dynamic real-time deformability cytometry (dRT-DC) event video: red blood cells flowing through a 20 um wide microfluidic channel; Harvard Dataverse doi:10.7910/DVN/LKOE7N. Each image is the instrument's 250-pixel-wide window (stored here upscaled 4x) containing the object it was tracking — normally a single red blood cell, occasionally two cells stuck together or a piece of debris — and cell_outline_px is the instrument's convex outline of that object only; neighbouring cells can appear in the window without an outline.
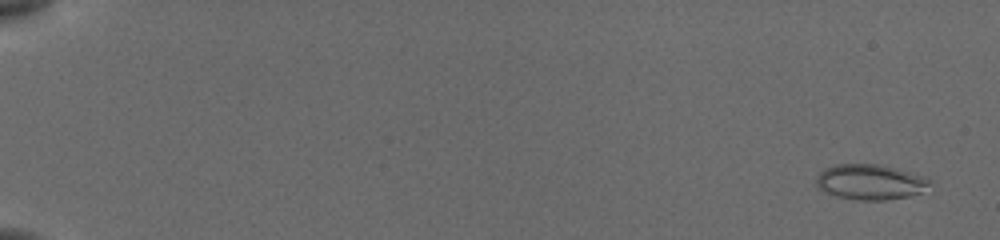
{"species": "common noctule bat (a hibernating species)", "species_latin": "Nyctalus noctula", "temperature_condition": "cold", "stored_images_in_passage": 57, "camera_frame_rate_fps": 3000, "um_per_image_px": 0.085, "animal": {"sex": "female", "body_mass_g": 19.5, "forearm_length_mm": 54.1}, "frame": {"image": 1, "passage_image": 3, "time_ms": 0.667, "image_size_px": [1000, 240], "cell_outline_px": [[928, 184], [920, 192], [908, 196], [884, 200], [856, 200], [836, 196], [820, 188], [816, 184], [816, 176], [824, 168], [836, 164], [876, 164], [896, 168], [920, 176], [928, 180]], "centroid_in_image_um": [73.88, 15.46], "position_along_channel_um": 11.1, "area_um2": 22.83}}
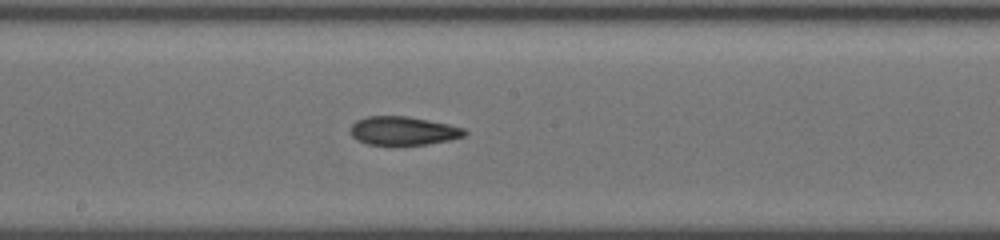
{"frame": {"image": 2, "passage_image": 33, "time_ms": 10.667, "image_size_px": [1000, 240], "cell_outline_px": [[468, 132], [464, 136], [448, 140], [428, 144], [368, 144], [356, 140], [348, 132], [348, 128], [356, 120], [368, 116], [408, 116], [448, 124], [464, 128]], "centroid_in_image_um": [34.23, 11.11], "position_along_channel_um": 214.0, "area_um2": 19.02}}
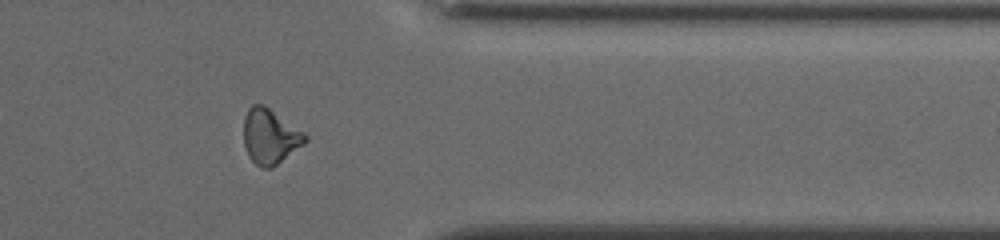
{"frame": {"image": 3, "passage_image": 47, "time_ms": 15.333, "image_size_px": [1000, 240], "cell_outline_px": [[308, 140], [304, 144], [272, 168], [264, 168], [256, 164], [248, 156], [244, 144], [244, 116], [248, 108], [252, 104], [264, 104], [304, 132], [308, 136]], "centroid_in_image_um": [22.95, 11.58], "position_along_channel_um": 388.4, "area_um2": 19.77}, "authors_computed_cell_mechanics": {"area_um2": 19.7676, "velocity_mm_per_s": 3.8821, "shape_relaxation_time_tau1_ms": null, "shape_relaxation_time_tau2_ms": 3.8419, "deformation_change_tau1": null, "deformation_change_tau2": 0.1087}}